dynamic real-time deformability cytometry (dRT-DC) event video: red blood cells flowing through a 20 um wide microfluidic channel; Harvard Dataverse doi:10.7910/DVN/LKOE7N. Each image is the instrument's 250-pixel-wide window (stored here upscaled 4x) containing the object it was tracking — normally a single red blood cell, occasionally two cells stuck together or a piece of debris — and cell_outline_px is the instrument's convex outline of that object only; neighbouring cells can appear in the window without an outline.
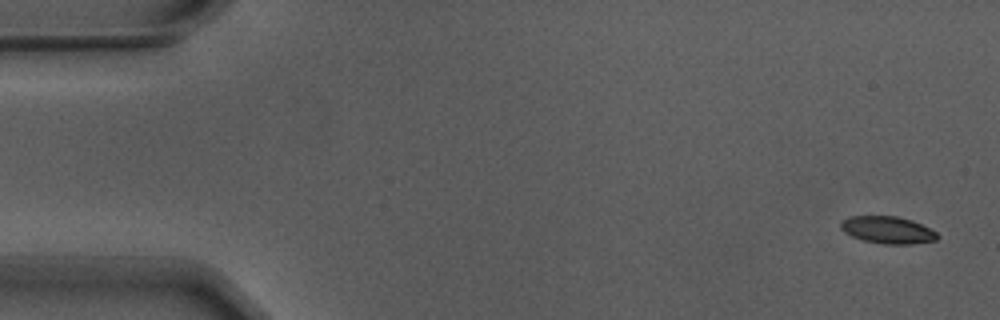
{"species": "Egyptian fruit bat (a non-hibernating species)", "species_latin": "Rousettus aegyptiacus", "temperature_condition": "warm", "stored_images_in_passage": 56, "camera_frame_rate_fps": 3000, "um_per_image_px": 0.085, "animal": {"sex": "male"}, "frame": {"image": 1, "passage_image": 1, "time_ms": 0.0, "image_size_px": [1000, 320], "cell_outline_px": [[940, 236], [936, 240], [912, 244], [884, 244], [864, 240], [852, 236], [844, 232], [840, 228], [840, 220], [848, 216], [896, 216], [912, 220], [936, 232]], "centroid_in_image_um": [75.42, 19.54], "position_along_channel_um": 9.6, "area_um2": 15.32}}
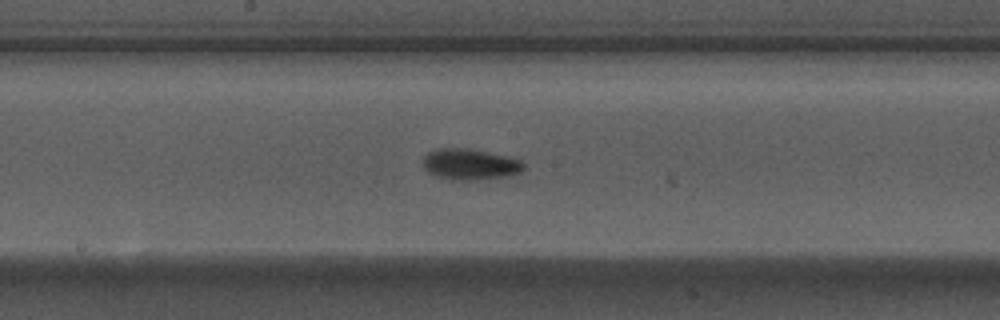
{"frame": {"image": 2, "passage_image": 28, "time_ms": 9.0, "image_size_px": [1000, 320], "cell_outline_px": [[524, 168], [520, 172], [508, 176], [476, 180], [452, 180], [436, 176], [428, 172], [424, 168], [424, 156], [428, 152], [436, 148], [464, 148], [508, 156], [520, 160], [524, 164]], "centroid_in_image_um": [39.94, 13.97], "position_along_channel_um": 208.3, "area_um2": 18.15}}
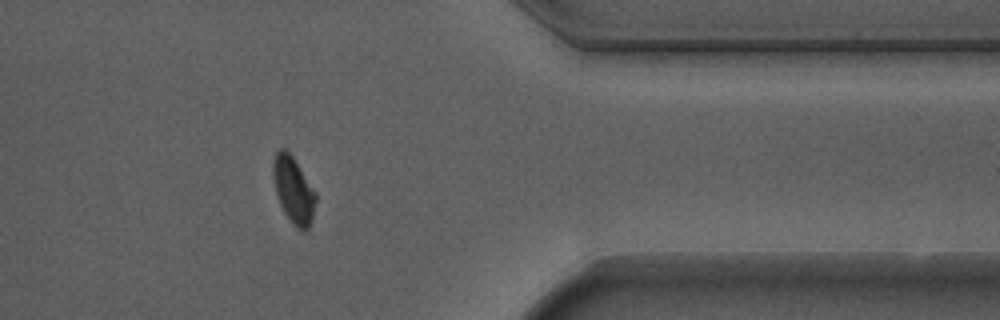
{"frame": {"image": 3, "passage_image": 44, "time_ms": 14.333, "image_size_px": [1000, 320], "cell_outline_px": [[316, 200], [312, 220], [308, 228], [304, 232], [296, 228], [292, 224], [284, 212], [280, 204], [276, 192], [272, 176], [272, 164], [276, 152], [280, 148], [284, 148], [292, 156], [316, 192]], "centroid_in_image_um": [24.94, 16.17], "position_along_channel_um": 386.5, "area_um2": 16.53}, "authors_computed_cell_mechanics": {"area_um2": 16.6464, "velocity_mm_per_s": 3.6986, "shape_relaxation_time_tau1_ms": 3.53, "shape_relaxation_time_tau2_ms": 2.2664, "deformation_change_tau1": 0.1126, "deformation_change_tau2": 0.0793}}